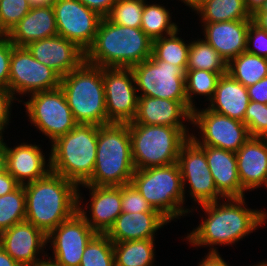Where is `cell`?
Wrapping results in <instances>:
<instances>
[{
	"label": "cell",
	"mask_w": 267,
	"mask_h": 266,
	"mask_svg": "<svg viewBox=\"0 0 267 266\" xmlns=\"http://www.w3.org/2000/svg\"><path fill=\"white\" fill-rule=\"evenodd\" d=\"M244 198H224L222 205L218 201L202 204L207 218L185 238L193 246L210 245L209 252H218L214 245H231L252 233L265 224L267 213L246 208Z\"/></svg>",
	"instance_id": "6da1fadb"
},
{
	"label": "cell",
	"mask_w": 267,
	"mask_h": 266,
	"mask_svg": "<svg viewBox=\"0 0 267 266\" xmlns=\"http://www.w3.org/2000/svg\"><path fill=\"white\" fill-rule=\"evenodd\" d=\"M78 188L74 182L53 172L25 184V221L48 235L78 211Z\"/></svg>",
	"instance_id": "7a4b0ae2"
},
{
	"label": "cell",
	"mask_w": 267,
	"mask_h": 266,
	"mask_svg": "<svg viewBox=\"0 0 267 266\" xmlns=\"http://www.w3.org/2000/svg\"><path fill=\"white\" fill-rule=\"evenodd\" d=\"M153 41L141 28L121 26L103 17L85 62L97 67L131 68L152 55Z\"/></svg>",
	"instance_id": "3957f363"
},
{
	"label": "cell",
	"mask_w": 267,
	"mask_h": 266,
	"mask_svg": "<svg viewBox=\"0 0 267 266\" xmlns=\"http://www.w3.org/2000/svg\"><path fill=\"white\" fill-rule=\"evenodd\" d=\"M135 172L128 123L97 126V153L92 177L83 185L121 186Z\"/></svg>",
	"instance_id": "277c9868"
},
{
	"label": "cell",
	"mask_w": 267,
	"mask_h": 266,
	"mask_svg": "<svg viewBox=\"0 0 267 266\" xmlns=\"http://www.w3.org/2000/svg\"><path fill=\"white\" fill-rule=\"evenodd\" d=\"M51 144V172L77 186L92 177L97 153V125L78 124Z\"/></svg>",
	"instance_id": "5b68a950"
},
{
	"label": "cell",
	"mask_w": 267,
	"mask_h": 266,
	"mask_svg": "<svg viewBox=\"0 0 267 266\" xmlns=\"http://www.w3.org/2000/svg\"><path fill=\"white\" fill-rule=\"evenodd\" d=\"M60 88L78 124H110L106 114L103 68L84 62L61 77Z\"/></svg>",
	"instance_id": "8992f818"
},
{
	"label": "cell",
	"mask_w": 267,
	"mask_h": 266,
	"mask_svg": "<svg viewBox=\"0 0 267 266\" xmlns=\"http://www.w3.org/2000/svg\"><path fill=\"white\" fill-rule=\"evenodd\" d=\"M135 170L178 162L182 145L190 138L182 127L128 124Z\"/></svg>",
	"instance_id": "52a82bcc"
},
{
	"label": "cell",
	"mask_w": 267,
	"mask_h": 266,
	"mask_svg": "<svg viewBox=\"0 0 267 266\" xmlns=\"http://www.w3.org/2000/svg\"><path fill=\"white\" fill-rule=\"evenodd\" d=\"M131 183L148 201L151 207L159 211L170 222L186 213L183 207L181 171L178 162L166 165L135 170Z\"/></svg>",
	"instance_id": "ba28073f"
},
{
	"label": "cell",
	"mask_w": 267,
	"mask_h": 266,
	"mask_svg": "<svg viewBox=\"0 0 267 266\" xmlns=\"http://www.w3.org/2000/svg\"><path fill=\"white\" fill-rule=\"evenodd\" d=\"M139 96L157 97L173 101H187L185 74L176 66L151 57L131 67Z\"/></svg>",
	"instance_id": "9c48e42d"
},
{
	"label": "cell",
	"mask_w": 267,
	"mask_h": 266,
	"mask_svg": "<svg viewBox=\"0 0 267 266\" xmlns=\"http://www.w3.org/2000/svg\"><path fill=\"white\" fill-rule=\"evenodd\" d=\"M30 96L31 99L24 102L25 112L28 113L30 122L35 124L34 127L52 142L78 125L60 87L36 92Z\"/></svg>",
	"instance_id": "30bf717a"
},
{
	"label": "cell",
	"mask_w": 267,
	"mask_h": 266,
	"mask_svg": "<svg viewBox=\"0 0 267 266\" xmlns=\"http://www.w3.org/2000/svg\"><path fill=\"white\" fill-rule=\"evenodd\" d=\"M191 124L200 129L201 139L190 137L200 146H212L236 153L249 139L245 123L209 110L192 111Z\"/></svg>",
	"instance_id": "8fae6325"
},
{
	"label": "cell",
	"mask_w": 267,
	"mask_h": 266,
	"mask_svg": "<svg viewBox=\"0 0 267 266\" xmlns=\"http://www.w3.org/2000/svg\"><path fill=\"white\" fill-rule=\"evenodd\" d=\"M60 83L61 76L36 60L26 47H13L9 73V90L13 96L54 90Z\"/></svg>",
	"instance_id": "7c38bea8"
},
{
	"label": "cell",
	"mask_w": 267,
	"mask_h": 266,
	"mask_svg": "<svg viewBox=\"0 0 267 266\" xmlns=\"http://www.w3.org/2000/svg\"><path fill=\"white\" fill-rule=\"evenodd\" d=\"M178 164L181 171L184 196L186 194L185 184L188 182L190 186L189 193L194 199L193 201L198 202V205L224 199L215 186L204 149L191 137L180 149Z\"/></svg>",
	"instance_id": "4fadbf2b"
},
{
	"label": "cell",
	"mask_w": 267,
	"mask_h": 266,
	"mask_svg": "<svg viewBox=\"0 0 267 266\" xmlns=\"http://www.w3.org/2000/svg\"><path fill=\"white\" fill-rule=\"evenodd\" d=\"M103 84L107 121L132 122L137 112L139 96L136 94L138 92L131 68L104 67Z\"/></svg>",
	"instance_id": "5bb4252c"
},
{
	"label": "cell",
	"mask_w": 267,
	"mask_h": 266,
	"mask_svg": "<svg viewBox=\"0 0 267 266\" xmlns=\"http://www.w3.org/2000/svg\"><path fill=\"white\" fill-rule=\"evenodd\" d=\"M53 9L58 35L86 53L94 42L102 17L79 0H56Z\"/></svg>",
	"instance_id": "9a60e30c"
},
{
	"label": "cell",
	"mask_w": 267,
	"mask_h": 266,
	"mask_svg": "<svg viewBox=\"0 0 267 266\" xmlns=\"http://www.w3.org/2000/svg\"><path fill=\"white\" fill-rule=\"evenodd\" d=\"M96 232L77 211L47 235L54 258L60 266H80L84 249ZM52 240V241H51Z\"/></svg>",
	"instance_id": "2e32d148"
},
{
	"label": "cell",
	"mask_w": 267,
	"mask_h": 266,
	"mask_svg": "<svg viewBox=\"0 0 267 266\" xmlns=\"http://www.w3.org/2000/svg\"><path fill=\"white\" fill-rule=\"evenodd\" d=\"M25 47L36 60L52 68L61 77L85 62V52L59 35L36 40Z\"/></svg>",
	"instance_id": "e0dca14e"
},
{
	"label": "cell",
	"mask_w": 267,
	"mask_h": 266,
	"mask_svg": "<svg viewBox=\"0 0 267 266\" xmlns=\"http://www.w3.org/2000/svg\"><path fill=\"white\" fill-rule=\"evenodd\" d=\"M46 241L47 235L27 221L0 233V246L21 266H29L40 260L37 254L43 251Z\"/></svg>",
	"instance_id": "ac0fdd59"
},
{
	"label": "cell",
	"mask_w": 267,
	"mask_h": 266,
	"mask_svg": "<svg viewBox=\"0 0 267 266\" xmlns=\"http://www.w3.org/2000/svg\"><path fill=\"white\" fill-rule=\"evenodd\" d=\"M181 119L189 122L192 119V111L189 109L187 101L139 96L136 115L128 124L182 127L189 133V129Z\"/></svg>",
	"instance_id": "d6986e66"
},
{
	"label": "cell",
	"mask_w": 267,
	"mask_h": 266,
	"mask_svg": "<svg viewBox=\"0 0 267 266\" xmlns=\"http://www.w3.org/2000/svg\"><path fill=\"white\" fill-rule=\"evenodd\" d=\"M91 191V220L80 206L82 197L78 192V212L84 217L89 226L99 234H106L122 213L121 186L80 185ZM91 207V208H90Z\"/></svg>",
	"instance_id": "ffe728a7"
},
{
	"label": "cell",
	"mask_w": 267,
	"mask_h": 266,
	"mask_svg": "<svg viewBox=\"0 0 267 266\" xmlns=\"http://www.w3.org/2000/svg\"><path fill=\"white\" fill-rule=\"evenodd\" d=\"M253 20H231L203 23L205 41L210 44L227 64L246 52L247 33Z\"/></svg>",
	"instance_id": "44dd1931"
},
{
	"label": "cell",
	"mask_w": 267,
	"mask_h": 266,
	"mask_svg": "<svg viewBox=\"0 0 267 266\" xmlns=\"http://www.w3.org/2000/svg\"><path fill=\"white\" fill-rule=\"evenodd\" d=\"M235 154L242 188H267V137H249Z\"/></svg>",
	"instance_id": "7402d4cb"
},
{
	"label": "cell",
	"mask_w": 267,
	"mask_h": 266,
	"mask_svg": "<svg viewBox=\"0 0 267 266\" xmlns=\"http://www.w3.org/2000/svg\"><path fill=\"white\" fill-rule=\"evenodd\" d=\"M13 148L7 147L5 143L6 167L20 185L42 179L51 172L50 156L46 164L45 155L39 145L21 143Z\"/></svg>",
	"instance_id": "603a6c76"
},
{
	"label": "cell",
	"mask_w": 267,
	"mask_h": 266,
	"mask_svg": "<svg viewBox=\"0 0 267 266\" xmlns=\"http://www.w3.org/2000/svg\"><path fill=\"white\" fill-rule=\"evenodd\" d=\"M169 222L160 212H122L106 235L112 242L155 239V232Z\"/></svg>",
	"instance_id": "cb8c5ba5"
},
{
	"label": "cell",
	"mask_w": 267,
	"mask_h": 266,
	"mask_svg": "<svg viewBox=\"0 0 267 266\" xmlns=\"http://www.w3.org/2000/svg\"><path fill=\"white\" fill-rule=\"evenodd\" d=\"M218 192L224 198H242L245 190L238 175L236 154L221 148L201 146Z\"/></svg>",
	"instance_id": "d4e9b609"
},
{
	"label": "cell",
	"mask_w": 267,
	"mask_h": 266,
	"mask_svg": "<svg viewBox=\"0 0 267 266\" xmlns=\"http://www.w3.org/2000/svg\"><path fill=\"white\" fill-rule=\"evenodd\" d=\"M58 35L53 6L31 8L10 30L8 38L15 45L25 47L36 40Z\"/></svg>",
	"instance_id": "484cf974"
},
{
	"label": "cell",
	"mask_w": 267,
	"mask_h": 266,
	"mask_svg": "<svg viewBox=\"0 0 267 266\" xmlns=\"http://www.w3.org/2000/svg\"><path fill=\"white\" fill-rule=\"evenodd\" d=\"M210 102L209 110L244 123L250 98L247 88L227 73L219 78Z\"/></svg>",
	"instance_id": "4316f807"
},
{
	"label": "cell",
	"mask_w": 267,
	"mask_h": 266,
	"mask_svg": "<svg viewBox=\"0 0 267 266\" xmlns=\"http://www.w3.org/2000/svg\"><path fill=\"white\" fill-rule=\"evenodd\" d=\"M154 239L113 242L115 266H153Z\"/></svg>",
	"instance_id": "83f0119b"
},
{
	"label": "cell",
	"mask_w": 267,
	"mask_h": 266,
	"mask_svg": "<svg viewBox=\"0 0 267 266\" xmlns=\"http://www.w3.org/2000/svg\"><path fill=\"white\" fill-rule=\"evenodd\" d=\"M227 73L245 87L267 76V58L243 52L227 64Z\"/></svg>",
	"instance_id": "f1b7e54d"
},
{
	"label": "cell",
	"mask_w": 267,
	"mask_h": 266,
	"mask_svg": "<svg viewBox=\"0 0 267 266\" xmlns=\"http://www.w3.org/2000/svg\"><path fill=\"white\" fill-rule=\"evenodd\" d=\"M203 23L231 20H253L244 0H210L197 10Z\"/></svg>",
	"instance_id": "f546056e"
},
{
	"label": "cell",
	"mask_w": 267,
	"mask_h": 266,
	"mask_svg": "<svg viewBox=\"0 0 267 266\" xmlns=\"http://www.w3.org/2000/svg\"><path fill=\"white\" fill-rule=\"evenodd\" d=\"M178 31L179 29L170 35L153 40L150 57L153 60H162L181 66L186 71L190 43L186 44L182 38L177 37Z\"/></svg>",
	"instance_id": "4dcf8cb0"
},
{
	"label": "cell",
	"mask_w": 267,
	"mask_h": 266,
	"mask_svg": "<svg viewBox=\"0 0 267 266\" xmlns=\"http://www.w3.org/2000/svg\"><path fill=\"white\" fill-rule=\"evenodd\" d=\"M140 28L152 41L178 30V26L172 22L167 8L160 4L148 5L146 0L144 1Z\"/></svg>",
	"instance_id": "1f68e13d"
},
{
	"label": "cell",
	"mask_w": 267,
	"mask_h": 266,
	"mask_svg": "<svg viewBox=\"0 0 267 266\" xmlns=\"http://www.w3.org/2000/svg\"><path fill=\"white\" fill-rule=\"evenodd\" d=\"M227 72V62L204 39L190 43L186 70Z\"/></svg>",
	"instance_id": "d6a6232c"
},
{
	"label": "cell",
	"mask_w": 267,
	"mask_h": 266,
	"mask_svg": "<svg viewBox=\"0 0 267 266\" xmlns=\"http://www.w3.org/2000/svg\"><path fill=\"white\" fill-rule=\"evenodd\" d=\"M227 72H212L206 70H186L185 85L188 107L195 110L193 95L207 96L208 101L213 98L219 78Z\"/></svg>",
	"instance_id": "836d02e7"
},
{
	"label": "cell",
	"mask_w": 267,
	"mask_h": 266,
	"mask_svg": "<svg viewBox=\"0 0 267 266\" xmlns=\"http://www.w3.org/2000/svg\"><path fill=\"white\" fill-rule=\"evenodd\" d=\"M26 196L24 185L9 194L0 196V233L25 221Z\"/></svg>",
	"instance_id": "e575fe53"
},
{
	"label": "cell",
	"mask_w": 267,
	"mask_h": 266,
	"mask_svg": "<svg viewBox=\"0 0 267 266\" xmlns=\"http://www.w3.org/2000/svg\"><path fill=\"white\" fill-rule=\"evenodd\" d=\"M80 266H115L113 242L106 234L96 233L86 245Z\"/></svg>",
	"instance_id": "d590c367"
},
{
	"label": "cell",
	"mask_w": 267,
	"mask_h": 266,
	"mask_svg": "<svg viewBox=\"0 0 267 266\" xmlns=\"http://www.w3.org/2000/svg\"><path fill=\"white\" fill-rule=\"evenodd\" d=\"M145 0H117L106 18L112 23L132 28L141 27Z\"/></svg>",
	"instance_id": "8d00e7d4"
},
{
	"label": "cell",
	"mask_w": 267,
	"mask_h": 266,
	"mask_svg": "<svg viewBox=\"0 0 267 266\" xmlns=\"http://www.w3.org/2000/svg\"><path fill=\"white\" fill-rule=\"evenodd\" d=\"M244 123L250 137H267V104L250 101Z\"/></svg>",
	"instance_id": "74e56055"
},
{
	"label": "cell",
	"mask_w": 267,
	"mask_h": 266,
	"mask_svg": "<svg viewBox=\"0 0 267 266\" xmlns=\"http://www.w3.org/2000/svg\"><path fill=\"white\" fill-rule=\"evenodd\" d=\"M28 0H0V20L10 30L30 11Z\"/></svg>",
	"instance_id": "f35d334b"
},
{
	"label": "cell",
	"mask_w": 267,
	"mask_h": 266,
	"mask_svg": "<svg viewBox=\"0 0 267 266\" xmlns=\"http://www.w3.org/2000/svg\"><path fill=\"white\" fill-rule=\"evenodd\" d=\"M122 212H159L151 207L132 183L121 185Z\"/></svg>",
	"instance_id": "ab89813d"
},
{
	"label": "cell",
	"mask_w": 267,
	"mask_h": 266,
	"mask_svg": "<svg viewBox=\"0 0 267 266\" xmlns=\"http://www.w3.org/2000/svg\"><path fill=\"white\" fill-rule=\"evenodd\" d=\"M246 44V52L267 58V31L262 30L253 21L249 25Z\"/></svg>",
	"instance_id": "60d3db41"
},
{
	"label": "cell",
	"mask_w": 267,
	"mask_h": 266,
	"mask_svg": "<svg viewBox=\"0 0 267 266\" xmlns=\"http://www.w3.org/2000/svg\"><path fill=\"white\" fill-rule=\"evenodd\" d=\"M15 45L6 39L0 40V88L9 90L10 60Z\"/></svg>",
	"instance_id": "b9f144b4"
},
{
	"label": "cell",
	"mask_w": 267,
	"mask_h": 266,
	"mask_svg": "<svg viewBox=\"0 0 267 266\" xmlns=\"http://www.w3.org/2000/svg\"><path fill=\"white\" fill-rule=\"evenodd\" d=\"M16 97L6 88H0V137L2 136L5 130V127L9 125V117L11 110V104Z\"/></svg>",
	"instance_id": "7bdbcfd3"
},
{
	"label": "cell",
	"mask_w": 267,
	"mask_h": 266,
	"mask_svg": "<svg viewBox=\"0 0 267 266\" xmlns=\"http://www.w3.org/2000/svg\"><path fill=\"white\" fill-rule=\"evenodd\" d=\"M246 88L250 101L267 104V76Z\"/></svg>",
	"instance_id": "ee69618b"
},
{
	"label": "cell",
	"mask_w": 267,
	"mask_h": 266,
	"mask_svg": "<svg viewBox=\"0 0 267 266\" xmlns=\"http://www.w3.org/2000/svg\"><path fill=\"white\" fill-rule=\"evenodd\" d=\"M87 8L98 13L102 18L106 17L117 0H79Z\"/></svg>",
	"instance_id": "f6af8a7d"
},
{
	"label": "cell",
	"mask_w": 267,
	"mask_h": 266,
	"mask_svg": "<svg viewBox=\"0 0 267 266\" xmlns=\"http://www.w3.org/2000/svg\"><path fill=\"white\" fill-rule=\"evenodd\" d=\"M19 186L20 184L7 170L0 173V196L11 193Z\"/></svg>",
	"instance_id": "bcb514c9"
},
{
	"label": "cell",
	"mask_w": 267,
	"mask_h": 266,
	"mask_svg": "<svg viewBox=\"0 0 267 266\" xmlns=\"http://www.w3.org/2000/svg\"><path fill=\"white\" fill-rule=\"evenodd\" d=\"M198 266H229L218 252H209Z\"/></svg>",
	"instance_id": "7dc6e473"
},
{
	"label": "cell",
	"mask_w": 267,
	"mask_h": 266,
	"mask_svg": "<svg viewBox=\"0 0 267 266\" xmlns=\"http://www.w3.org/2000/svg\"><path fill=\"white\" fill-rule=\"evenodd\" d=\"M265 0H244L246 8L251 16L255 15L262 7Z\"/></svg>",
	"instance_id": "c3c4849f"
},
{
	"label": "cell",
	"mask_w": 267,
	"mask_h": 266,
	"mask_svg": "<svg viewBox=\"0 0 267 266\" xmlns=\"http://www.w3.org/2000/svg\"><path fill=\"white\" fill-rule=\"evenodd\" d=\"M0 266H21L0 246Z\"/></svg>",
	"instance_id": "681fc988"
},
{
	"label": "cell",
	"mask_w": 267,
	"mask_h": 266,
	"mask_svg": "<svg viewBox=\"0 0 267 266\" xmlns=\"http://www.w3.org/2000/svg\"><path fill=\"white\" fill-rule=\"evenodd\" d=\"M252 19L257 26L267 31V12H257L252 16Z\"/></svg>",
	"instance_id": "f907efd6"
},
{
	"label": "cell",
	"mask_w": 267,
	"mask_h": 266,
	"mask_svg": "<svg viewBox=\"0 0 267 266\" xmlns=\"http://www.w3.org/2000/svg\"><path fill=\"white\" fill-rule=\"evenodd\" d=\"M3 137L4 136L0 137V173H3L7 170L5 142H3Z\"/></svg>",
	"instance_id": "816d5d0a"
},
{
	"label": "cell",
	"mask_w": 267,
	"mask_h": 266,
	"mask_svg": "<svg viewBox=\"0 0 267 266\" xmlns=\"http://www.w3.org/2000/svg\"><path fill=\"white\" fill-rule=\"evenodd\" d=\"M56 0H28L31 8L42 6H53Z\"/></svg>",
	"instance_id": "f5cc1de1"
},
{
	"label": "cell",
	"mask_w": 267,
	"mask_h": 266,
	"mask_svg": "<svg viewBox=\"0 0 267 266\" xmlns=\"http://www.w3.org/2000/svg\"><path fill=\"white\" fill-rule=\"evenodd\" d=\"M210 0H183V2L191 7L194 11H196L200 6H202L204 3L208 2Z\"/></svg>",
	"instance_id": "db71d44e"
},
{
	"label": "cell",
	"mask_w": 267,
	"mask_h": 266,
	"mask_svg": "<svg viewBox=\"0 0 267 266\" xmlns=\"http://www.w3.org/2000/svg\"><path fill=\"white\" fill-rule=\"evenodd\" d=\"M29 266H60V265L49 257L47 258V260L43 258V260L40 259Z\"/></svg>",
	"instance_id": "11a10c76"
},
{
	"label": "cell",
	"mask_w": 267,
	"mask_h": 266,
	"mask_svg": "<svg viewBox=\"0 0 267 266\" xmlns=\"http://www.w3.org/2000/svg\"><path fill=\"white\" fill-rule=\"evenodd\" d=\"M9 35V32L4 28L0 20V40L6 39Z\"/></svg>",
	"instance_id": "9f6ffc18"
},
{
	"label": "cell",
	"mask_w": 267,
	"mask_h": 266,
	"mask_svg": "<svg viewBox=\"0 0 267 266\" xmlns=\"http://www.w3.org/2000/svg\"><path fill=\"white\" fill-rule=\"evenodd\" d=\"M258 12H267V0L264 1L262 7Z\"/></svg>",
	"instance_id": "6f0895ef"
},
{
	"label": "cell",
	"mask_w": 267,
	"mask_h": 266,
	"mask_svg": "<svg viewBox=\"0 0 267 266\" xmlns=\"http://www.w3.org/2000/svg\"><path fill=\"white\" fill-rule=\"evenodd\" d=\"M253 266V265H252ZM254 266H267V262H262V263H259L257 265H254Z\"/></svg>",
	"instance_id": "680465c9"
}]
</instances>
